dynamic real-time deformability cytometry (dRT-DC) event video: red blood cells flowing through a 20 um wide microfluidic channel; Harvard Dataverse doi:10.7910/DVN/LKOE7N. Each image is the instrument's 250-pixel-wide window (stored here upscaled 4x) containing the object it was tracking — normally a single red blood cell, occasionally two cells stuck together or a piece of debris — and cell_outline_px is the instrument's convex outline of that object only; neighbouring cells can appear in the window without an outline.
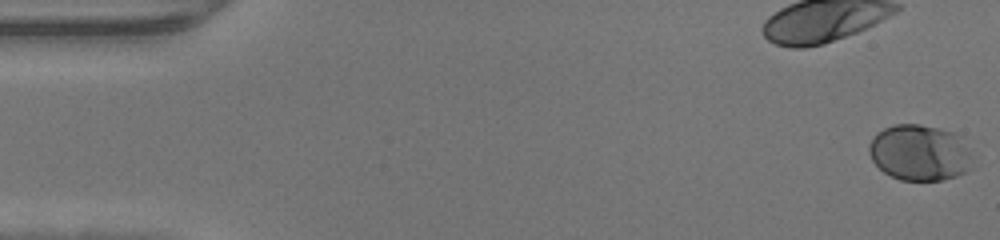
{"species": "human", "species_latin": "Homo sapiens", "temperature_condition": "warm", "stored_images_in_passage": 48, "camera_frame_rate_fps": 3000, "um_per_image_px": 0.085, "donor": {"sex": "male"}, "frame": {"image": 1, "passage_image": 1, "time_ms": 0.0, "image_size_px": [1000, 240], "cell_outline_px": [[972, 168], [956, 176], [940, 180], [900, 180], [884, 172], [872, 160], [868, 152], [868, 144], [872, 136], [876, 132], [892, 124], [920, 124], [940, 128], [956, 132], [964, 136]], "centroid_in_image_um": [78.15, 12.95], "position_along_channel_um": 6.8, "area_um2": 34.16}}
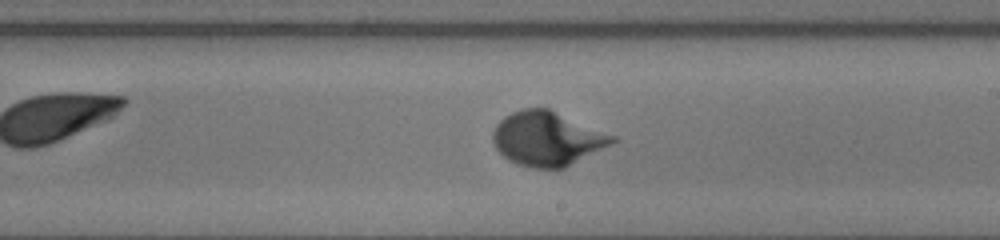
{"frame": {"image": 2, "passage_image": 28, "time_ms": 9.0, "image_size_px": [1000, 240], "cell_outline_px": [[620, 140], [564, 168], [532, 168], [516, 164], [508, 160], [496, 148], [492, 140], [492, 132], [496, 124], [504, 116], [512, 112], [524, 108], [548, 108], [616, 136]], "centroid_in_image_um": [46.51, 11.79], "position_along_channel_um": 242.5, "area_um2": 37.8}}
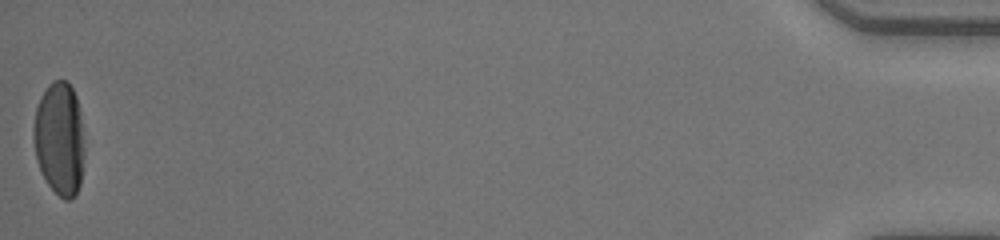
{"frame": {"image": 3, "passage_image": 48, "time_ms": 15.667, "image_size_px": [1000, 240], "cell_outline_px": [[84, 156], [80, 184], [72, 200], [64, 200], [48, 184], [36, 160], [32, 136], [32, 128], [36, 108], [40, 96], [48, 84], [52, 80], [64, 80], [72, 88], [76, 96], [80, 112], [84, 148]], "centroid_in_image_um": [5.04, 11.78], "position_along_channel_um": 430.2, "area_um2": 33.81}}